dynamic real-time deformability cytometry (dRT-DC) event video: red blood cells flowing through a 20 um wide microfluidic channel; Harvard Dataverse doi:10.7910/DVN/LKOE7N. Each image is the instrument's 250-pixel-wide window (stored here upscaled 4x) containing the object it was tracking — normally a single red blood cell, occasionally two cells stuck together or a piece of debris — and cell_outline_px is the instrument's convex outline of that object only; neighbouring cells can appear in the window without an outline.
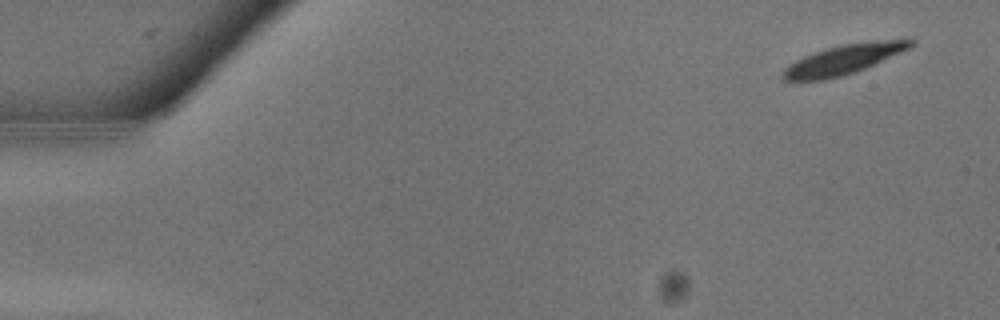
{"species": "common noctule bat (a hibernating species)", "species_latin": "Nyctalus noctula", "temperature_condition": "warm", "stored_images_in_passage": 11, "camera_frame_rate_fps": 3000, "um_per_image_px": 0.085, "animal": {"sex": "male", "body_mass_g": 13.3}, "frame": {"image": 1, "passage_image": 2, "time_ms": 0.333, "image_size_px": [1000, 320], "cell_outline_px": [[916, 40], [908, 48], [900, 52], [864, 68], [840, 76], [824, 80], [780, 80], [780, 72], [788, 64], [804, 56], [824, 48], [840, 44], [908, 36]], "centroid_in_image_um": [71.71, 5.01], "position_along_channel_um": 13.3, "area_um2": 22.43}}
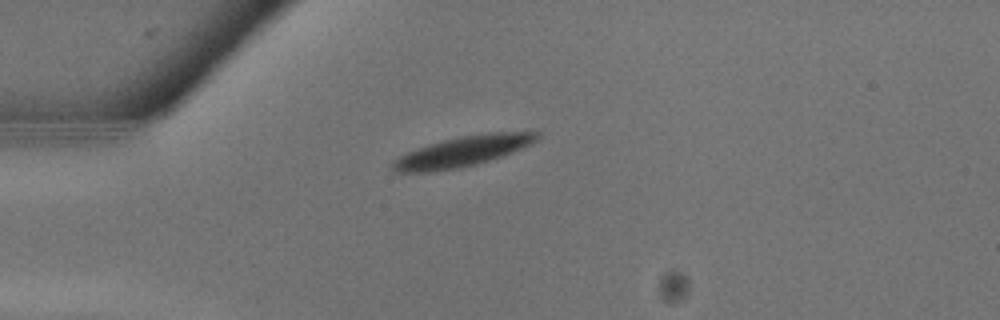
{"frame": {"image": 2, "passage_image": 8, "time_ms": 2.333, "image_size_px": [1000, 320], "cell_outline_px": [[540, 136], [536, 140], [512, 152], [488, 160], [456, 168], [428, 172], [396, 172], [392, 168], [392, 164], [400, 156], [416, 148], [428, 144], [444, 140], [464, 136], [488, 132], [540, 132]], "centroid_in_image_um": [39.3, 12.86], "position_along_channel_um": 45.7, "area_um2": 24.68}}
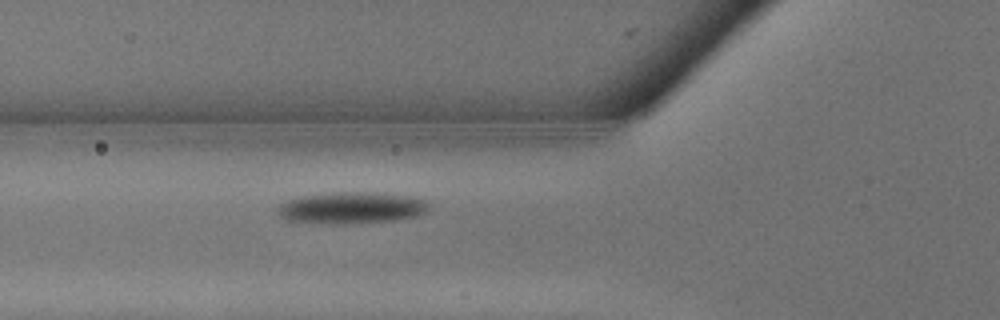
{"frame": {"image": 3, "passage_image": 11, "time_ms": 3.333, "image_size_px": [1000, 320], "cell_outline_px": [[432, 204], [420, 216], [396, 220], [288, 220], [280, 216], [276, 208], [280, 204], [288, 200], [300, 196], [332, 192], [376, 192], [408, 196], [428, 200]], "centroid_in_image_um": [29.98, 17.58], "position_along_channel_um": 95.8, "area_um2": 26.41}}